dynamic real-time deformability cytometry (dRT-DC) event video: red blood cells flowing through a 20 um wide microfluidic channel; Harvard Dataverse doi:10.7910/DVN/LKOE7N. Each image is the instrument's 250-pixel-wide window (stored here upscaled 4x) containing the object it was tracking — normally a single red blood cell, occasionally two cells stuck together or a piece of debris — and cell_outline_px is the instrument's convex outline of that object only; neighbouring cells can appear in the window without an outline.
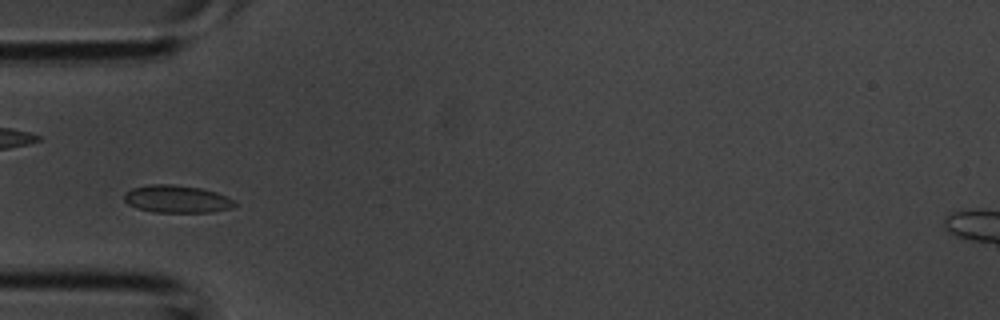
{"species": "common noctule bat (a hibernating species)", "species_latin": "Nyctalus noctula", "temperature_condition": "room temperature", "stored_images_in_passage": 31, "camera_frame_rate_fps": 3000, "um_per_image_px": 0.085, "animal": {"sex": "male", "body_mass_g": 20.1, "forearm_length_mm": 53.5}, "frame": {"image": 1, "passage_image": 5, "time_ms": 1.333, "image_size_px": [1000, 320], "cell_outline_px": [[236, 204], [232, 208], [212, 212], [152, 212], [136, 208], [128, 204], [124, 200], [124, 192], [132, 188], [148, 184], [172, 184], [200, 188], [216, 192], [236, 200]], "centroid_in_image_um": [15.02, 16.92], "position_along_channel_um": 70.0, "area_um2": 17.92}}
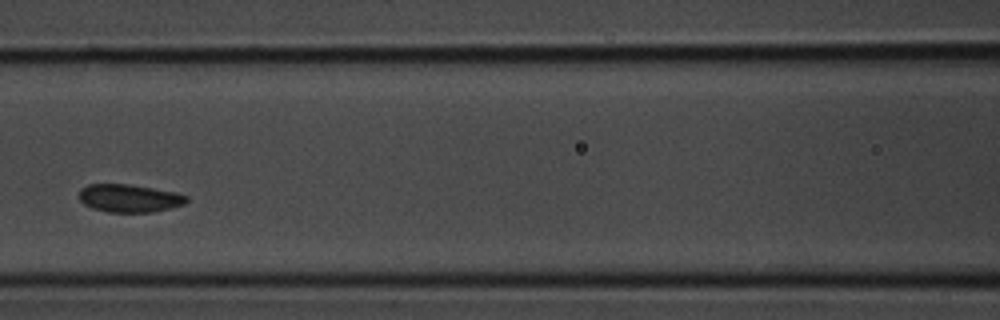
{"frame": {"image": 2, "passage_image": 10, "time_ms": 3.0, "image_size_px": [1000, 320], "cell_outline_px": [[188, 200], [184, 204], [172, 208], [152, 212], [108, 212], [92, 208], [84, 204], [80, 200], [80, 188], [88, 184], [128, 184], [176, 192], [188, 196]], "centroid_in_image_um": [11.0, 16.85], "position_along_channel_um": 155.6, "area_um2": 17.51}}
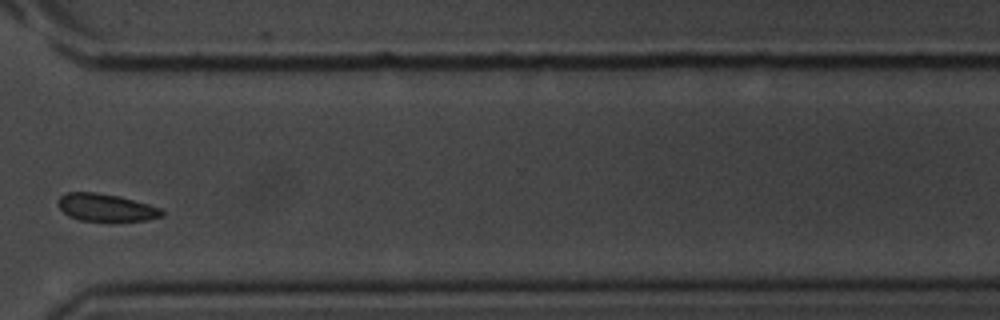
{"frame": {"image": 3, "passage_image": 22, "time_ms": 7.0, "image_size_px": [1000, 320], "cell_outline_px": [[164, 216], [148, 220], [80, 220], [68, 216], [56, 204], [60, 196], [68, 192], [96, 192], [120, 196], [148, 204], [160, 208], [164, 212]], "centroid_in_image_um": [9.0, 17.62], "position_along_channel_um": 361.6, "area_um2": 16.53}}